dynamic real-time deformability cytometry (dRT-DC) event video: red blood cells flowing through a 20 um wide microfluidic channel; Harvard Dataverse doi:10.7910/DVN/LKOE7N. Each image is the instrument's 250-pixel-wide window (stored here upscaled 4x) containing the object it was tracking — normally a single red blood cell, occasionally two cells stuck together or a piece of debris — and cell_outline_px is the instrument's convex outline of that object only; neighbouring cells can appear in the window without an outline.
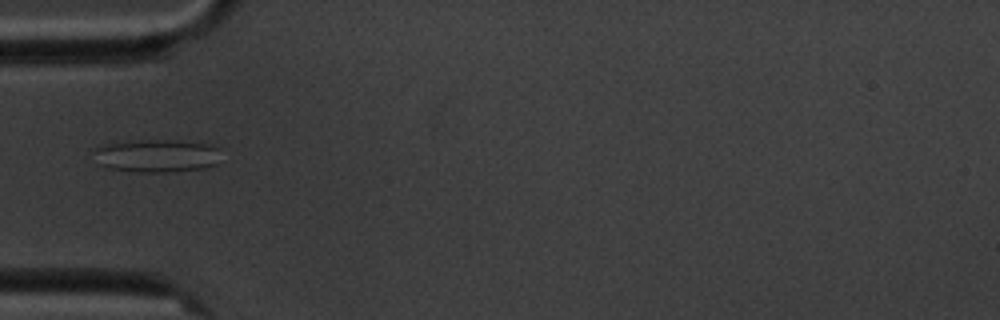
{"species": "common noctule bat (a hibernating species)", "species_latin": "Nyctalus noctula", "temperature_condition": "cold", "stored_images_in_passage": 3, "camera_frame_rate_fps": 3000, "um_per_image_px": 0.085, "animal": {"sex": "male", "body_mass_g": 20.1, "forearm_length_mm": 53.5}, "frame": {"image": 1, "passage_image": 1, "time_ms": 0.0, "image_size_px": [1000, 320], "cell_outline_px": [[220, 148], [216, 164], [204, 168], [176, 172], [136, 172], [108, 168], [96, 164], [96, 148], [108, 144], [148, 140], [176, 140], [204, 144]], "centroid_in_image_um": [13.34, 13.26], "position_along_channel_um": 71.7, "area_um2": 24.16}}